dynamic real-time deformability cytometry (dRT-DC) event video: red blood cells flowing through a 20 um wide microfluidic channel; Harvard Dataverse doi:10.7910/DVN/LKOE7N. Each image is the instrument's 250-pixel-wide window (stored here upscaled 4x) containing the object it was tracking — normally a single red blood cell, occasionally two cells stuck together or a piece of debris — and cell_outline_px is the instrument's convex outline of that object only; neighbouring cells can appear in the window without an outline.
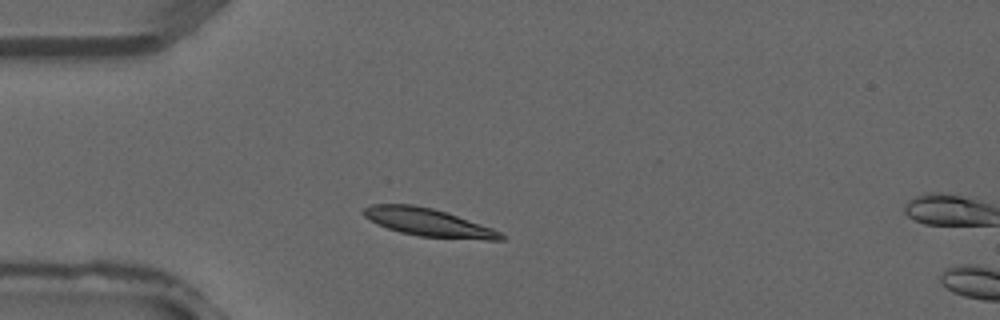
{"species": "common noctule bat (a hibernating species)", "species_latin": "Nyctalus noctula", "temperature_condition": "warm", "stored_images_in_passage": 2, "camera_frame_rate_fps": 3000, "um_per_image_px": 0.085, "animal": {"sex": "male", "forearm_length_mm": 52.5}, "frame": {"image": 1, "passage_image": 1, "time_ms": 0.0, "image_size_px": [1000, 320], "cell_outline_px": [[504, 240], [484, 240], [420, 236], [400, 232], [376, 224], [368, 220], [360, 212], [364, 208], [372, 204], [412, 204], [432, 208], [492, 228], [500, 232], [504, 236]], "centroid_in_image_um": [36.34, 18.9], "position_along_channel_um": 48.7, "area_um2": 22.14}}